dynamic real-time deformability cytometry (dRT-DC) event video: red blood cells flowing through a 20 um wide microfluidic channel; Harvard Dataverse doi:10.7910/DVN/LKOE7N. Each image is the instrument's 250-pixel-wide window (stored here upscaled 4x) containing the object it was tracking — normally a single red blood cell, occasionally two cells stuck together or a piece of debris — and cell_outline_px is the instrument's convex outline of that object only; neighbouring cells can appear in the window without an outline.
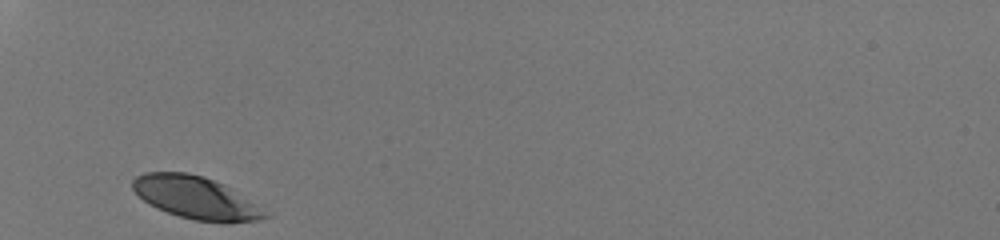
{"species": "human", "species_latin": "Homo sapiens", "temperature_condition": "room temperature", "stored_images_in_passage": 26, "camera_frame_rate_fps": 3000, "um_per_image_px": 0.085, "donor": {"sex": "male"}, "frame": {"image": 1, "passage_image": 1, "time_ms": 0.0, "image_size_px": [1000, 240], "cell_outline_px": [[272, 216], [260, 220], [196, 220], [180, 216], [156, 208], [148, 204], [132, 188], [132, 180], [136, 176], [144, 172], [188, 172], [204, 176], [224, 184], [232, 188], [272, 212]], "centroid_in_image_um": [16.68, 16.76], "position_along_channel_um": 68.3, "area_um2": 32.6}}
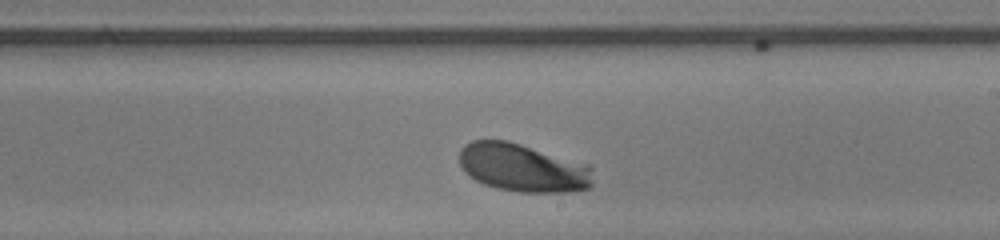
{"frame": {"image": 2, "passage_image": 15, "time_ms": 4.667, "image_size_px": [1000, 240], "cell_outline_px": [[592, 188], [568, 192], [520, 192], [496, 188], [484, 184], [476, 180], [464, 172], [460, 164], [460, 148], [464, 144], [472, 140], [508, 140], [592, 164]], "centroid_in_image_um": [44.48, 14.25], "position_along_channel_um": 244.5, "area_um2": 38.15}}
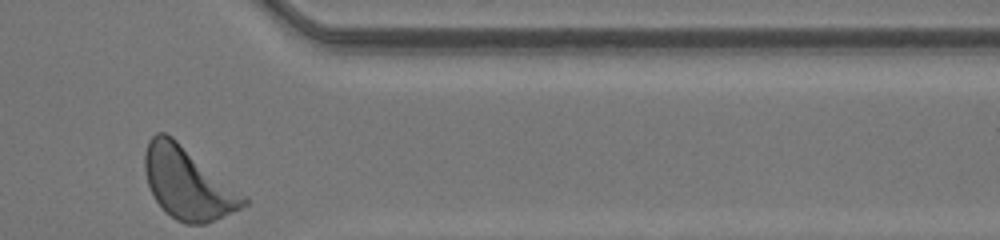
{"frame": {"image": 3, "passage_image": 26, "time_ms": 8.333, "image_size_px": [1000, 240], "cell_outline_px": [[248, 204], [240, 208], [204, 224], [184, 224], [176, 220], [156, 200], [148, 184], [144, 172], [144, 152], [148, 140], [156, 132], [164, 132], [172, 136], [244, 196], [248, 200]], "centroid_in_image_um": [15.9, 15.55], "position_along_channel_um": 395.5, "area_um2": 40.34}, "authors_computed_cell_mechanics": {"area_um2": 36.5296, "velocity_mm_per_s": 4.1798, "shape_relaxation_time_tau1_ms": 1.8957, "shape_relaxation_time_tau2_ms": null, "deformation_change_tau1": 0.1271, "deformation_change_tau2": null}}